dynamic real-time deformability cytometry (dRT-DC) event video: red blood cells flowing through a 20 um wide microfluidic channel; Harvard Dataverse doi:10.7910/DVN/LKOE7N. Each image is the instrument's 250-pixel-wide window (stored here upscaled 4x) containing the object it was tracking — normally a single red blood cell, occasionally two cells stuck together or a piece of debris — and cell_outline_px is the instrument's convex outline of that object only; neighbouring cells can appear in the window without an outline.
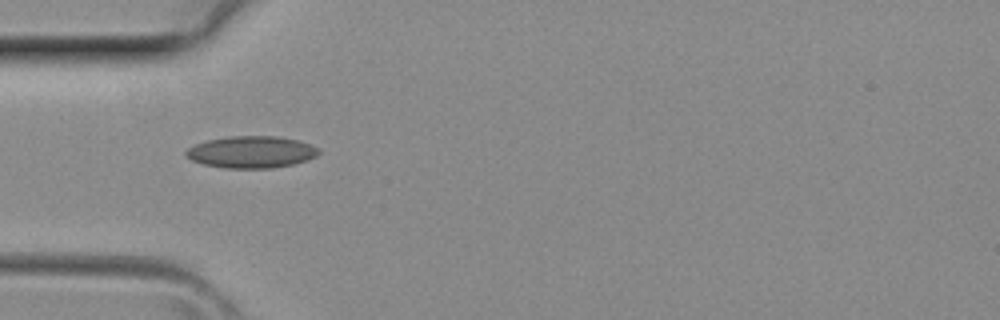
{"species": "common noctule bat (a hibernating species)", "species_latin": "Nyctalus noctula", "temperature_condition": "room temperature", "stored_images_in_passage": 28, "camera_frame_rate_fps": 3000, "um_per_image_px": 0.085, "animal": {"sex": "female", "body_mass_g": 29.2, "forearm_length_mm": 56.3}, "frame": {"image": 1, "passage_image": 1, "time_ms": 0.0, "image_size_px": [1000, 320], "cell_outline_px": [[320, 152], [316, 156], [292, 164], [272, 168], [224, 168], [204, 164], [192, 160], [184, 152], [188, 148], [196, 144], [208, 140], [228, 136], [276, 136], [296, 140], [320, 148]], "centroid_in_image_um": [21.35, 12.92], "position_along_channel_um": 63.6, "area_um2": 24.39}}
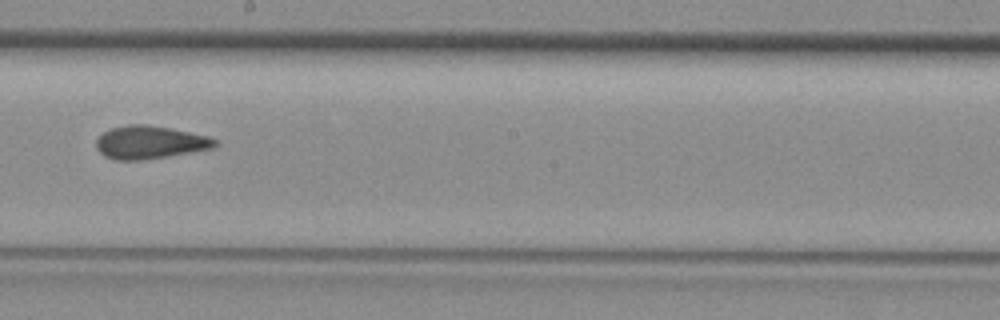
{"frame": {"image": 2, "passage_image": 11, "time_ms": 3.333, "image_size_px": [1000, 320], "cell_outline_px": [[216, 144], [212, 148], [168, 156], [140, 160], [116, 160], [104, 156], [96, 148], [96, 140], [104, 132], [112, 128], [128, 124], [144, 124], [168, 128], [208, 136], [216, 140]], "centroid_in_image_um": [12.69, 12.1], "position_along_channel_um": 235.5, "area_um2": 22.48}}
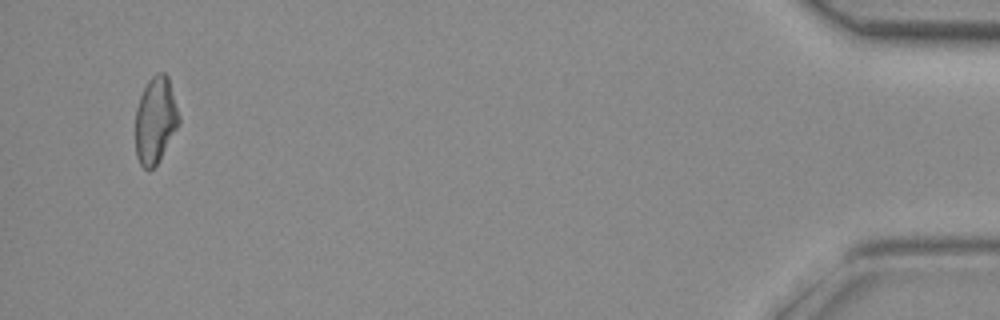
{"frame": {"image": 3, "passage_image": 27, "time_ms": 8.667, "image_size_px": [1000, 320], "cell_outline_px": [[180, 124], [156, 164], [152, 168], [144, 168], [140, 164], [136, 156], [136, 108], [140, 96], [148, 80], [156, 72], [164, 72], [168, 76], [180, 116]], "centroid_in_image_um": [13.22, 10.17], "position_along_channel_um": 422.0, "area_um2": 21.85}}